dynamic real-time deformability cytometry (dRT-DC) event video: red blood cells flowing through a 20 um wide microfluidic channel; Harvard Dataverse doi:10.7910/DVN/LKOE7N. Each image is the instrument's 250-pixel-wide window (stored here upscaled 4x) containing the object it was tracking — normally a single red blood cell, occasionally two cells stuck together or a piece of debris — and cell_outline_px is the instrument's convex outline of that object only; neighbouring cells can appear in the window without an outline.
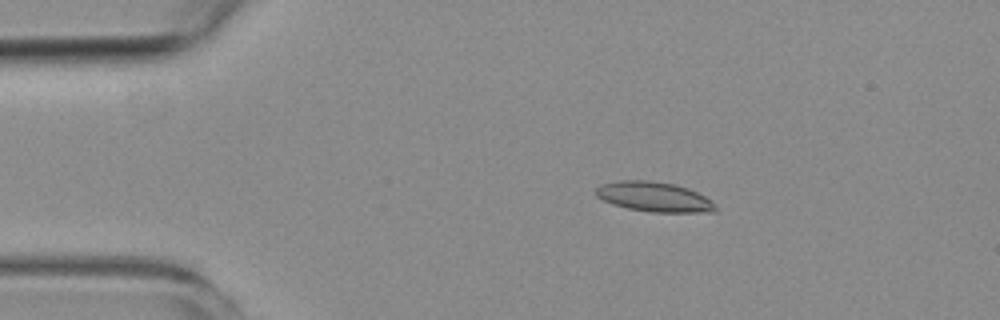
{"species": "common noctule bat (a hibernating species)", "species_latin": "Nyctalus noctula", "temperature_condition": "room temperature", "stored_images_in_passage": 5, "camera_frame_rate_fps": 3000, "um_per_image_px": 0.085, "animal": {"sex": "female", "body_mass_g": 19.3, "forearm_length_mm": 54.1}, "frame": {"image": 1, "passage_image": 4, "time_ms": 3.667, "image_size_px": [1000, 320], "cell_outline_px": [[716, 212], [652, 212], [628, 208], [612, 204], [596, 196], [596, 188], [600, 184], [620, 180], [648, 180], [676, 184], [688, 188], [704, 196], [716, 208]], "centroid_in_image_um": [55.56, 16.72], "position_along_channel_um": 29.4, "area_um2": 20.63}}